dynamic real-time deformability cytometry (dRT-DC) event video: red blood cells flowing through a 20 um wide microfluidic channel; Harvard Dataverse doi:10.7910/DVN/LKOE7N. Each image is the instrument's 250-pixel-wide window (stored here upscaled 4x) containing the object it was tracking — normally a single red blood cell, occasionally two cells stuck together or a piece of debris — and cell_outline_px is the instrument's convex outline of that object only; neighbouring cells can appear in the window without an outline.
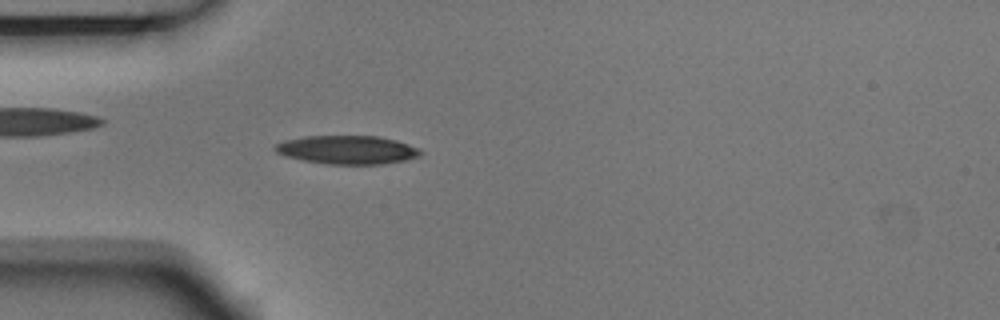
{"species": "Egyptian fruit bat (a non-hibernating species)", "species_latin": "Rousettus aegyptiacus", "temperature_condition": "room temperature", "stored_images_in_passage": 4, "camera_frame_rate_fps": 3000, "um_per_image_px": 0.085, "animal": {"sex": "male"}, "frame": {"image": 1, "passage_image": 4, "time_ms": 1.0, "image_size_px": [1000, 320], "cell_outline_px": [[424, 152], [416, 156], [404, 160], [384, 164], [324, 164], [284, 156], [276, 152], [272, 148], [272, 144], [284, 140], [304, 136], [380, 136], [396, 140], [420, 148]], "centroid_in_image_um": [29.46, 12.73], "position_along_channel_um": 55.5, "area_um2": 24.39}}